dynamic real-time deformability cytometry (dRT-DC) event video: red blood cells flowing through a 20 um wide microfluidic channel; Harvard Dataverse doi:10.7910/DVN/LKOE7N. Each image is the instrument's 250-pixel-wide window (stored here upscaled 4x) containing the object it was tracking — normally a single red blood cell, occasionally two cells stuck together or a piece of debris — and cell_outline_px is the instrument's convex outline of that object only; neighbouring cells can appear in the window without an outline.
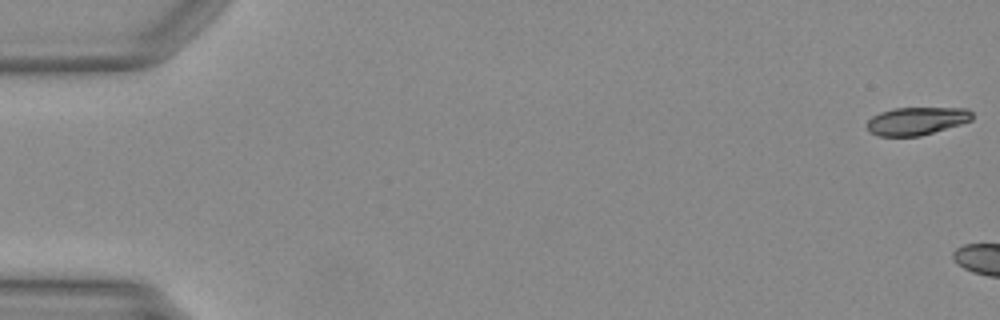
{"species": "Egyptian fruit bat (a non-hibernating species)", "species_latin": "Rousettus aegyptiacus", "temperature_condition": "warm", "stored_images_in_passage": 4, "camera_frame_rate_fps": 3000, "um_per_image_px": 0.085, "animal": {"sex": "female"}, "frame": {"image": 1, "passage_image": 1, "time_ms": 0.0, "image_size_px": [1000, 320], "cell_outline_px": [[972, 120], [960, 124], [920, 136], [876, 136], [868, 132], [868, 120], [872, 116], [880, 112], [892, 108], [968, 108], [972, 112]], "centroid_in_image_um": [77.88, 10.28], "position_along_channel_um": 7.1, "area_um2": 17.11}}